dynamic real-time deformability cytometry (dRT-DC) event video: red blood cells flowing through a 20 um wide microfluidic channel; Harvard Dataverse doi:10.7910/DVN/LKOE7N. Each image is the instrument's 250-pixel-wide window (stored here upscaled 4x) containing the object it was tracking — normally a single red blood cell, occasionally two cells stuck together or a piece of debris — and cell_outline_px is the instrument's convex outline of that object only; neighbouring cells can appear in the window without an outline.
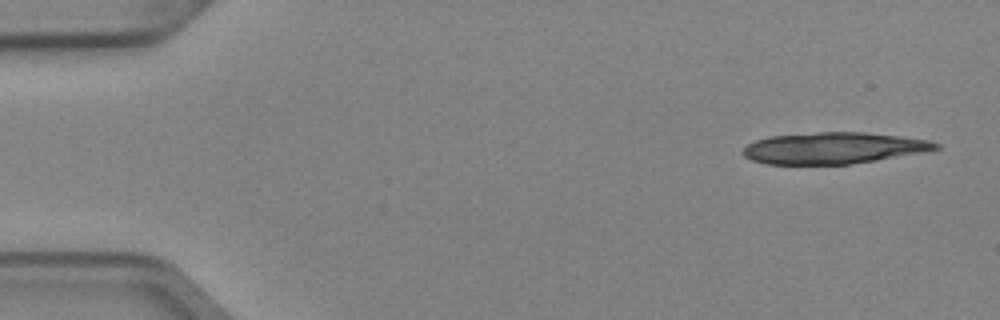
{"species": "Egyptian fruit bat (a non-hibernating species)", "species_latin": "Rousettus aegyptiacus", "temperature_condition": "cold", "stored_images_in_passage": 2, "camera_frame_rate_fps": 3000, "um_per_image_px": 0.085, "animal": {"sex": "female"}, "frame": {"image": 1, "passage_image": 2, "time_ms": 0.333, "image_size_px": [1000, 320], "cell_outline_px": [[940, 148], [924, 152], [876, 160], [848, 164], [764, 164], [752, 160], [744, 156], [740, 152], [748, 144], [756, 140], [768, 136], [816, 132], [864, 132], [900, 136], [932, 140], [940, 144]], "centroid_in_image_um": [70.84, 12.58], "position_along_channel_um": 14.2, "area_um2": 35.43}}